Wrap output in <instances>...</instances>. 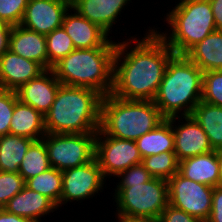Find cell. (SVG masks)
I'll return each mask as SVG.
<instances>
[{
    "mask_svg": "<svg viewBox=\"0 0 222 222\" xmlns=\"http://www.w3.org/2000/svg\"><path fill=\"white\" fill-rule=\"evenodd\" d=\"M135 142L142 158L163 152H174V133L171 121L165 119Z\"/></svg>",
    "mask_w": 222,
    "mask_h": 222,
    "instance_id": "cell-23",
    "label": "cell"
},
{
    "mask_svg": "<svg viewBox=\"0 0 222 222\" xmlns=\"http://www.w3.org/2000/svg\"><path fill=\"white\" fill-rule=\"evenodd\" d=\"M6 211L18 216L28 217L41 222V217L53 213L57 206L46 196L24 187L3 207Z\"/></svg>",
    "mask_w": 222,
    "mask_h": 222,
    "instance_id": "cell-19",
    "label": "cell"
},
{
    "mask_svg": "<svg viewBox=\"0 0 222 222\" xmlns=\"http://www.w3.org/2000/svg\"><path fill=\"white\" fill-rule=\"evenodd\" d=\"M209 2L214 14L216 28L217 30L222 31V0H209Z\"/></svg>",
    "mask_w": 222,
    "mask_h": 222,
    "instance_id": "cell-39",
    "label": "cell"
},
{
    "mask_svg": "<svg viewBox=\"0 0 222 222\" xmlns=\"http://www.w3.org/2000/svg\"><path fill=\"white\" fill-rule=\"evenodd\" d=\"M17 101L16 91L0 88V136L9 134V127Z\"/></svg>",
    "mask_w": 222,
    "mask_h": 222,
    "instance_id": "cell-32",
    "label": "cell"
},
{
    "mask_svg": "<svg viewBox=\"0 0 222 222\" xmlns=\"http://www.w3.org/2000/svg\"><path fill=\"white\" fill-rule=\"evenodd\" d=\"M115 52L116 47L75 49L51 70L63 85L91 88L106 96L113 88Z\"/></svg>",
    "mask_w": 222,
    "mask_h": 222,
    "instance_id": "cell-4",
    "label": "cell"
},
{
    "mask_svg": "<svg viewBox=\"0 0 222 222\" xmlns=\"http://www.w3.org/2000/svg\"><path fill=\"white\" fill-rule=\"evenodd\" d=\"M106 178L96 158L79 167L62 171V194L59 207L69 201L93 198L104 190Z\"/></svg>",
    "mask_w": 222,
    "mask_h": 222,
    "instance_id": "cell-11",
    "label": "cell"
},
{
    "mask_svg": "<svg viewBox=\"0 0 222 222\" xmlns=\"http://www.w3.org/2000/svg\"><path fill=\"white\" fill-rule=\"evenodd\" d=\"M74 14H72V11ZM71 12V13H69ZM62 27L73 40L75 49H89L98 47H116L117 42L108 38V35L97 24L82 17L72 7L64 16Z\"/></svg>",
    "mask_w": 222,
    "mask_h": 222,
    "instance_id": "cell-14",
    "label": "cell"
},
{
    "mask_svg": "<svg viewBox=\"0 0 222 222\" xmlns=\"http://www.w3.org/2000/svg\"><path fill=\"white\" fill-rule=\"evenodd\" d=\"M201 100L222 107V70L203 72Z\"/></svg>",
    "mask_w": 222,
    "mask_h": 222,
    "instance_id": "cell-30",
    "label": "cell"
},
{
    "mask_svg": "<svg viewBox=\"0 0 222 222\" xmlns=\"http://www.w3.org/2000/svg\"><path fill=\"white\" fill-rule=\"evenodd\" d=\"M71 8V0H29L21 26L47 35L62 27L64 16Z\"/></svg>",
    "mask_w": 222,
    "mask_h": 222,
    "instance_id": "cell-12",
    "label": "cell"
},
{
    "mask_svg": "<svg viewBox=\"0 0 222 222\" xmlns=\"http://www.w3.org/2000/svg\"><path fill=\"white\" fill-rule=\"evenodd\" d=\"M145 34L141 40L130 36L132 40L118 41L114 56L113 96L125 100L155 99L167 64L175 53L154 29L150 28ZM132 41L136 44L133 48L130 47Z\"/></svg>",
    "mask_w": 222,
    "mask_h": 222,
    "instance_id": "cell-1",
    "label": "cell"
},
{
    "mask_svg": "<svg viewBox=\"0 0 222 222\" xmlns=\"http://www.w3.org/2000/svg\"><path fill=\"white\" fill-rule=\"evenodd\" d=\"M169 204L206 222L211 214L213 188L185 178L179 172L168 181Z\"/></svg>",
    "mask_w": 222,
    "mask_h": 222,
    "instance_id": "cell-9",
    "label": "cell"
},
{
    "mask_svg": "<svg viewBox=\"0 0 222 222\" xmlns=\"http://www.w3.org/2000/svg\"><path fill=\"white\" fill-rule=\"evenodd\" d=\"M48 54V70L59 60L66 57L75 50L73 40L66 33L63 27L53 30L45 35Z\"/></svg>",
    "mask_w": 222,
    "mask_h": 222,
    "instance_id": "cell-29",
    "label": "cell"
},
{
    "mask_svg": "<svg viewBox=\"0 0 222 222\" xmlns=\"http://www.w3.org/2000/svg\"><path fill=\"white\" fill-rule=\"evenodd\" d=\"M95 158L105 178L117 177L129 167L142 163L135 141L107 136L100 129L96 133Z\"/></svg>",
    "mask_w": 222,
    "mask_h": 222,
    "instance_id": "cell-10",
    "label": "cell"
},
{
    "mask_svg": "<svg viewBox=\"0 0 222 222\" xmlns=\"http://www.w3.org/2000/svg\"><path fill=\"white\" fill-rule=\"evenodd\" d=\"M9 134L41 140L46 135L45 117L33 107L19 100L15 103Z\"/></svg>",
    "mask_w": 222,
    "mask_h": 222,
    "instance_id": "cell-21",
    "label": "cell"
},
{
    "mask_svg": "<svg viewBox=\"0 0 222 222\" xmlns=\"http://www.w3.org/2000/svg\"><path fill=\"white\" fill-rule=\"evenodd\" d=\"M102 97L91 88L61 84L52 107L44 115L46 133H97Z\"/></svg>",
    "mask_w": 222,
    "mask_h": 222,
    "instance_id": "cell-2",
    "label": "cell"
},
{
    "mask_svg": "<svg viewBox=\"0 0 222 222\" xmlns=\"http://www.w3.org/2000/svg\"><path fill=\"white\" fill-rule=\"evenodd\" d=\"M96 133H46L44 141L51 167L64 171L87 164L95 158Z\"/></svg>",
    "mask_w": 222,
    "mask_h": 222,
    "instance_id": "cell-8",
    "label": "cell"
},
{
    "mask_svg": "<svg viewBox=\"0 0 222 222\" xmlns=\"http://www.w3.org/2000/svg\"><path fill=\"white\" fill-rule=\"evenodd\" d=\"M142 164L153 178L167 181L178 172L179 167L175 152H163L142 158Z\"/></svg>",
    "mask_w": 222,
    "mask_h": 222,
    "instance_id": "cell-28",
    "label": "cell"
},
{
    "mask_svg": "<svg viewBox=\"0 0 222 222\" xmlns=\"http://www.w3.org/2000/svg\"><path fill=\"white\" fill-rule=\"evenodd\" d=\"M202 83L203 71L185 55H174L153 101L166 119L190 116L202 99Z\"/></svg>",
    "mask_w": 222,
    "mask_h": 222,
    "instance_id": "cell-3",
    "label": "cell"
},
{
    "mask_svg": "<svg viewBox=\"0 0 222 222\" xmlns=\"http://www.w3.org/2000/svg\"><path fill=\"white\" fill-rule=\"evenodd\" d=\"M168 119L172 123L174 152L178 161L213 151L207 134L191 116H175ZM182 119H185V122ZM176 120L183 122L176 125Z\"/></svg>",
    "mask_w": 222,
    "mask_h": 222,
    "instance_id": "cell-13",
    "label": "cell"
},
{
    "mask_svg": "<svg viewBox=\"0 0 222 222\" xmlns=\"http://www.w3.org/2000/svg\"><path fill=\"white\" fill-rule=\"evenodd\" d=\"M114 190L118 222L128 217H159L169 204L168 182L164 179L152 178Z\"/></svg>",
    "mask_w": 222,
    "mask_h": 222,
    "instance_id": "cell-7",
    "label": "cell"
},
{
    "mask_svg": "<svg viewBox=\"0 0 222 222\" xmlns=\"http://www.w3.org/2000/svg\"><path fill=\"white\" fill-rule=\"evenodd\" d=\"M185 56L203 72L222 70V31L211 32Z\"/></svg>",
    "mask_w": 222,
    "mask_h": 222,
    "instance_id": "cell-22",
    "label": "cell"
},
{
    "mask_svg": "<svg viewBox=\"0 0 222 222\" xmlns=\"http://www.w3.org/2000/svg\"><path fill=\"white\" fill-rule=\"evenodd\" d=\"M117 177L121 180L117 183L116 188L129 187V184H142L153 178L142 163L129 167Z\"/></svg>",
    "mask_w": 222,
    "mask_h": 222,
    "instance_id": "cell-34",
    "label": "cell"
},
{
    "mask_svg": "<svg viewBox=\"0 0 222 222\" xmlns=\"http://www.w3.org/2000/svg\"><path fill=\"white\" fill-rule=\"evenodd\" d=\"M44 71L45 69L36 61L7 50L0 56V88L17 91Z\"/></svg>",
    "mask_w": 222,
    "mask_h": 222,
    "instance_id": "cell-15",
    "label": "cell"
},
{
    "mask_svg": "<svg viewBox=\"0 0 222 222\" xmlns=\"http://www.w3.org/2000/svg\"><path fill=\"white\" fill-rule=\"evenodd\" d=\"M166 14L169 32L158 35L172 49L175 55H185L211 32L217 30L209 0H180ZM168 34H167V33Z\"/></svg>",
    "mask_w": 222,
    "mask_h": 222,
    "instance_id": "cell-6",
    "label": "cell"
},
{
    "mask_svg": "<svg viewBox=\"0 0 222 222\" xmlns=\"http://www.w3.org/2000/svg\"><path fill=\"white\" fill-rule=\"evenodd\" d=\"M129 2L131 0H71V7L109 35L117 16Z\"/></svg>",
    "mask_w": 222,
    "mask_h": 222,
    "instance_id": "cell-17",
    "label": "cell"
},
{
    "mask_svg": "<svg viewBox=\"0 0 222 222\" xmlns=\"http://www.w3.org/2000/svg\"><path fill=\"white\" fill-rule=\"evenodd\" d=\"M120 222H161L160 217H128Z\"/></svg>",
    "mask_w": 222,
    "mask_h": 222,
    "instance_id": "cell-40",
    "label": "cell"
},
{
    "mask_svg": "<svg viewBox=\"0 0 222 222\" xmlns=\"http://www.w3.org/2000/svg\"><path fill=\"white\" fill-rule=\"evenodd\" d=\"M60 85L53 71L45 70L37 78L21 86L16 94L20 102L45 115L52 107Z\"/></svg>",
    "mask_w": 222,
    "mask_h": 222,
    "instance_id": "cell-16",
    "label": "cell"
},
{
    "mask_svg": "<svg viewBox=\"0 0 222 222\" xmlns=\"http://www.w3.org/2000/svg\"><path fill=\"white\" fill-rule=\"evenodd\" d=\"M190 116L205 131L213 150L222 149V107L201 100Z\"/></svg>",
    "mask_w": 222,
    "mask_h": 222,
    "instance_id": "cell-24",
    "label": "cell"
},
{
    "mask_svg": "<svg viewBox=\"0 0 222 222\" xmlns=\"http://www.w3.org/2000/svg\"><path fill=\"white\" fill-rule=\"evenodd\" d=\"M34 141L18 135L0 136V171L18 173L24 155Z\"/></svg>",
    "mask_w": 222,
    "mask_h": 222,
    "instance_id": "cell-25",
    "label": "cell"
},
{
    "mask_svg": "<svg viewBox=\"0 0 222 222\" xmlns=\"http://www.w3.org/2000/svg\"><path fill=\"white\" fill-rule=\"evenodd\" d=\"M25 187V180L19 173L0 171V208Z\"/></svg>",
    "mask_w": 222,
    "mask_h": 222,
    "instance_id": "cell-31",
    "label": "cell"
},
{
    "mask_svg": "<svg viewBox=\"0 0 222 222\" xmlns=\"http://www.w3.org/2000/svg\"><path fill=\"white\" fill-rule=\"evenodd\" d=\"M219 162L220 185H222V149L216 150Z\"/></svg>",
    "mask_w": 222,
    "mask_h": 222,
    "instance_id": "cell-41",
    "label": "cell"
},
{
    "mask_svg": "<svg viewBox=\"0 0 222 222\" xmlns=\"http://www.w3.org/2000/svg\"><path fill=\"white\" fill-rule=\"evenodd\" d=\"M165 119L154 101L125 100L112 94L101 100L100 130L107 136L136 141Z\"/></svg>",
    "mask_w": 222,
    "mask_h": 222,
    "instance_id": "cell-5",
    "label": "cell"
},
{
    "mask_svg": "<svg viewBox=\"0 0 222 222\" xmlns=\"http://www.w3.org/2000/svg\"><path fill=\"white\" fill-rule=\"evenodd\" d=\"M9 50L28 60L36 61L48 70L46 37L21 25L12 26L9 39Z\"/></svg>",
    "mask_w": 222,
    "mask_h": 222,
    "instance_id": "cell-18",
    "label": "cell"
},
{
    "mask_svg": "<svg viewBox=\"0 0 222 222\" xmlns=\"http://www.w3.org/2000/svg\"><path fill=\"white\" fill-rule=\"evenodd\" d=\"M178 172L195 182L211 187L220 186L219 162L215 150L179 161Z\"/></svg>",
    "mask_w": 222,
    "mask_h": 222,
    "instance_id": "cell-20",
    "label": "cell"
},
{
    "mask_svg": "<svg viewBox=\"0 0 222 222\" xmlns=\"http://www.w3.org/2000/svg\"><path fill=\"white\" fill-rule=\"evenodd\" d=\"M12 27L0 20V56L9 50V39Z\"/></svg>",
    "mask_w": 222,
    "mask_h": 222,
    "instance_id": "cell-37",
    "label": "cell"
},
{
    "mask_svg": "<svg viewBox=\"0 0 222 222\" xmlns=\"http://www.w3.org/2000/svg\"><path fill=\"white\" fill-rule=\"evenodd\" d=\"M159 217L161 222H202L199 218L189 215L170 204L167 205Z\"/></svg>",
    "mask_w": 222,
    "mask_h": 222,
    "instance_id": "cell-35",
    "label": "cell"
},
{
    "mask_svg": "<svg viewBox=\"0 0 222 222\" xmlns=\"http://www.w3.org/2000/svg\"><path fill=\"white\" fill-rule=\"evenodd\" d=\"M0 222H37L34 219L28 217H22L6 211L4 208H0Z\"/></svg>",
    "mask_w": 222,
    "mask_h": 222,
    "instance_id": "cell-38",
    "label": "cell"
},
{
    "mask_svg": "<svg viewBox=\"0 0 222 222\" xmlns=\"http://www.w3.org/2000/svg\"><path fill=\"white\" fill-rule=\"evenodd\" d=\"M48 152L44 141H34L28 148L19 166V174L26 181L50 168Z\"/></svg>",
    "mask_w": 222,
    "mask_h": 222,
    "instance_id": "cell-27",
    "label": "cell"
},
{
    "mask_svg": "<svg viewBox=\"0 0 222 222\" xmlns=\"http://www.w3.org/2000/svg\"><path fill=\"white\" fill-rule=\"evenodd\" d=\"M25 186L48 197L59 208L62 194V171L50 167L45 172L27 179Z\"/></svg>",
    "mask_w": 222,
    "mask_h": 222,
    "instance_id": "cell-26",
    "label": "cell"
},
{
    "mask_svg": "<svg viewBox=\"0 0 222 222\" xmlns=\"http://www.w3.org/2000/svg\"><path fill=\"white\" fill-rule=\"evenodd\" d=\"M29 0H0V20L12 26L20 25Z\"/></svg>",
    "mask_w": 222,
    "mask_h": 222,
    "instance_id": "cell-33",
    "label": "cell"
},
{
    "mask_svg": "<svg viewBox=\"0 0 222 222\" xmlns=\"http://www.w3.org/2000/svg\"><path fill=\"white\" fill-rule=\"evenodd\" d=\"M206 222H222V185L213 188L211 214Z\"/></svg>",
    "mask_w": 222,
    "mask_h": 222,
    "instance_id": "cell-36",
    "label": "cell"
}]
</instances>
